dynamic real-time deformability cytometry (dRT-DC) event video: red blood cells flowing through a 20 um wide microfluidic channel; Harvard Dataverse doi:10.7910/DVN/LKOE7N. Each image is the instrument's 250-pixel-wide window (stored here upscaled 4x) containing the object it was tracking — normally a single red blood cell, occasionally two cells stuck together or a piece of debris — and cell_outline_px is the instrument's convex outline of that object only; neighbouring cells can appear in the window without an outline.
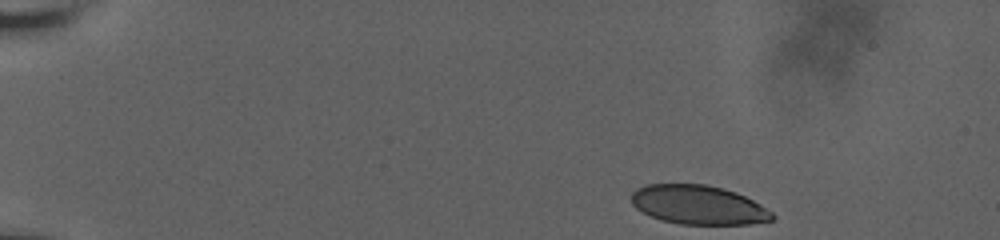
{"species": "human", "species_latin": "Homo sapiens", "temperature_condition": "room temperature", "stored_images_in_passage": 34, "camera_frame_rate_fps": 3000, "um_per_image_px": 0.085, "donor": {"sex": "male"}, "frame": {"image": 1, "passage_image": 1, "time_ms": 0.0, "image_size_px": [1000, 240], "cell_outline_px": [[776, 216], [772, 220], [748, 224], [680, 224], [660, 220], [636, 208], [632, 204], [632, 192], [636, 188], [644, 184], [704, 184], [724, 188], [736, 192], [760, 204], [772, 212]], "centroid_in_image_um": [59.35, 17.41], "position_along_channel_um": 25.6, "area_um2": 32.08}}
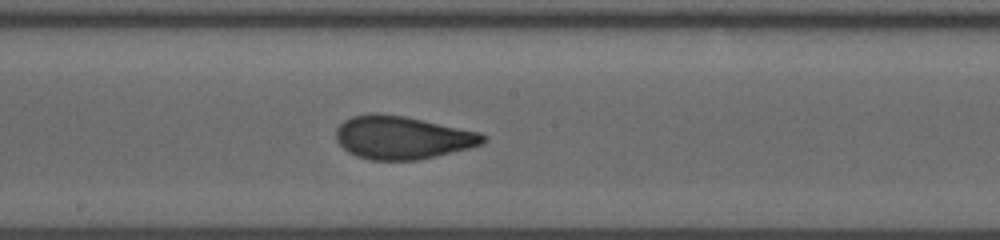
{"frame": {"image": 2, "passage_image": 20, "time_ms": 8.333, "image_size_px": [1000, 240], "cell_outline_px": [[488, 140], [484, 144], [472, 148], [436, 156], [416, 160], [368, 160], [356, 156], [348, 152], [336, 140], [336, 128], [344, 120], [352, 116], [404, 116], [480, 132], [488, 136]], "centroid_in_image_um": [34.27, 11.73], "position_along_channel_um": 213.9, "area_um2": 36.47}}
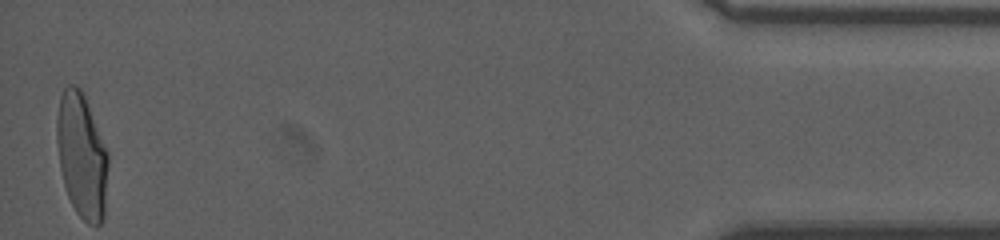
{"frame": {"image": 3, "passage_image": 34, "time_ms": 16.333, "image_size_px": [1000, 240], "cell_outline_px": [[108, 164], [104, 216], [100, 224], [88, 224], [76, 212], [68, 196], [64, 184], [60, 168], [56, 140], [56, 120], [60, 96], [64, 88], [68, 84], [72, 84], [80, 88], [84, 96], [108, 152]], "centroid_in_image_um": [6.94, 13.23], "position_along_channel_um": 428.3, "area_um2": 37.17}, "authors_computed_cell_mechanics": {"area_um2": 36.2406, "velocity_mm_per_s": 3.6596, "shape_relaxation_time_tau1_ms": 6.5236, "shape_relaxation_time_tau2_ms": 0.8407, "deformation_change_tau1": 0.2065, "deformation_change_tau2": 0.0692}}